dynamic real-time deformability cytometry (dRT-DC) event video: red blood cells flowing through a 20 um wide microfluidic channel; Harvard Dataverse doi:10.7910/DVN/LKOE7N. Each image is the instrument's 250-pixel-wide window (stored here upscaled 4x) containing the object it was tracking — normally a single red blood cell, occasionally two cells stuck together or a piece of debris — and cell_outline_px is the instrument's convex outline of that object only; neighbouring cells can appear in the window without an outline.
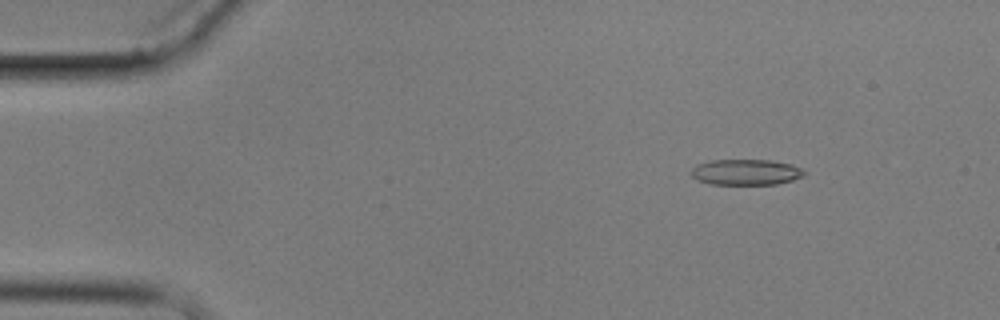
{"species": "common noctule bat (a hibernating species)", "species_latin": "Nyctalus noctula", "temperature_condition": "cold", "stored_images_in_passage": 6, "camera_frame_rate_fps": 3000, "um_per_image_px": 0.085, "animal": {"sex": "male", "body_mass_g": 17.9}, "frame": {"image": 1, "passage_image": 1, "time_ms": 0.0, "image_size_px": [1000, 320], "cell_outline_px": [[804, 176], [792, 180], [776, 184], [712, 184], [696, 180], [692, 176], [692, 168], [696, 164], [708, 160], [768, 160], [792, 164], [800, 168], [804, 172]], "centroid_in_image_um": [63.37, 14.63], "position_along_channel_um": 21.6, "area_um2": 16.94}}
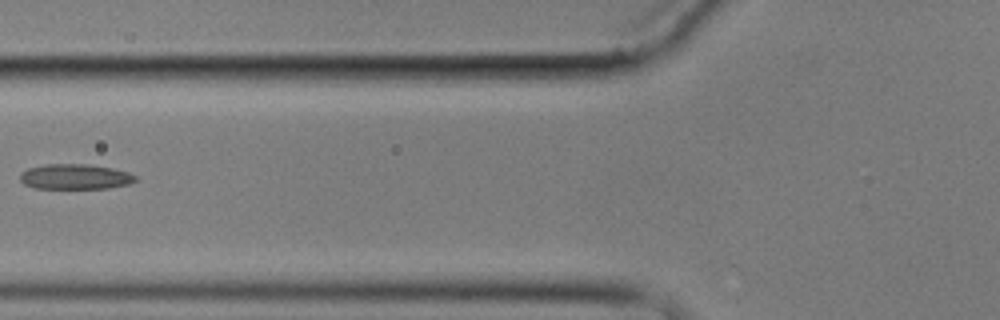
{"frame": {"image": 2, "passage_image": 5, "time_ms": 5.0, "image_size_px": [1000, 320], "cell_outline_px": [[136, 180], [128, 184], [108, 188], [32, 188], [24, 184], [20, 180], [20, 172], [28, 168], [44, 164], [88, 164], [112, 168], [128, 172], [136, 176]], "centroid_in_image_um": [6.35, 15.01], "position_along_channel_um": 119.5, "area_um2": 16.99}}
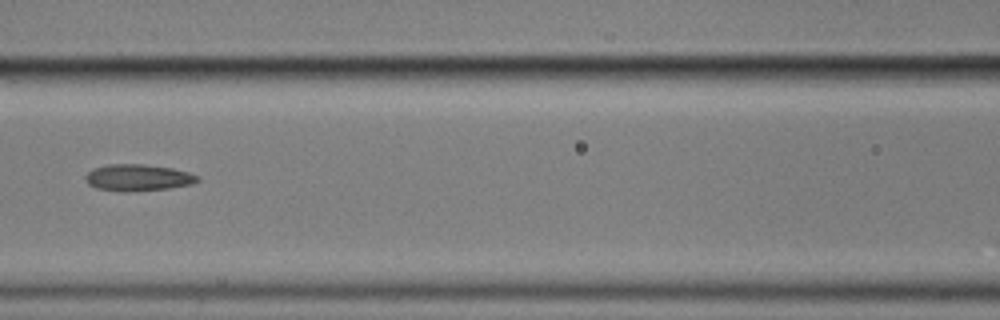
{"frame": {"image": 3, "passage_image": 6, "time_ms": 6.0, "image_size_px": [1000, 320], "cell_outline_px": [[200, 180], [192, 184], [168, 188], [124, 192], [96, 188], [88, 184], [84, 176], [92, 168], [108, 164], [144, 164], [172, 168], [188, 172], [200, 176]], "centroid_in_image_um": [11.72, 15.09], "position_along_channel_um": 154.9, "area_um2": 17.46}}